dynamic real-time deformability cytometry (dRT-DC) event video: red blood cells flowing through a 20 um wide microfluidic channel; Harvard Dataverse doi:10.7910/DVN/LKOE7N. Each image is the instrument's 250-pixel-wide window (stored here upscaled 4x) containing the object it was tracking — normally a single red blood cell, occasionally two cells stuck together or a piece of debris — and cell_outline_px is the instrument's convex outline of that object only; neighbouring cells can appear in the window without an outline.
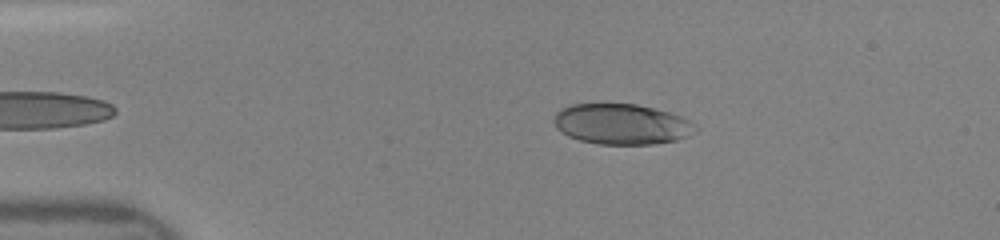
{"species": "human", "species_latin": "Homo sapiens", "temperature_condition": "room temperature", "stored_images_in_passage": 42, "camera_frame_rate_fps": 3000, "um_per_image_px": 0.085, "donor": {"sex": "female"}, "frame": {"image": 1, "passage_image": 4, "time_ms": 1.0, "image_size_px": [1000, 240], "cell_outline_px": [[700, 128], [696, 132], [688, 136], [676, 140], [652, 144], [600, 144], [580, 140], [568, 136], [556, 128], [552, 120], [556, 112], [560, 108], [572, 104], [636, 104], [668, 112], [680, 116], [688, 120]], "centroid_in_image_um": [52.82, 10.55], "position_along_channel_um": 32.2, "area_um2": 33.47}}
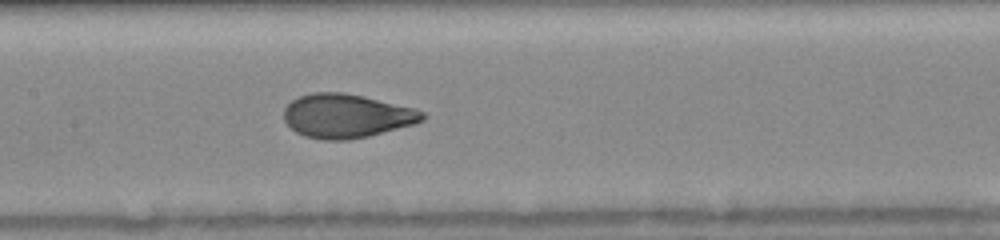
{"frame": {"image": 2, "passage_image": 18, "time_ms": 5.667, "image_size_px": [1000, 240], "cell_outline_px": [[428, 116], [424, 120], [416, 124], [368, 136], [348, 140], [324, 140], [304, 136], [296, 132], [284, 120], [284, 108], [292, 100], [300, 96], [312, 92], [344, 92], [364, 96], [416, 108], [424, 112]], "centroid_in_image_um": [29.49, 9.85], "position_along_channel_um": 177.9, "area_um2": 35.72}}
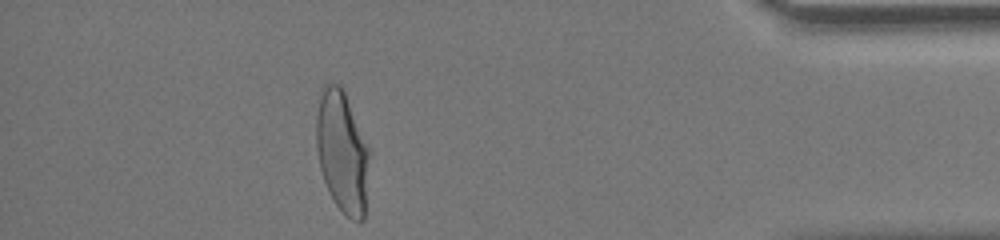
{"frame": {"image": 3, "passage_image": 37, "time_ms": 12.0, "image_size_px": [1000, 240], "cell_outline_px": [[368, 156], [364, 220], [352, 220], [332, 200], [328, 192], [320, 168], [316, 148], [316, 116], [320, 88], [328, 80], [340, 84], [344, 92], [368, 144]], "centroid_in_image_um": [29.04, 12.83], "position_along_channel_um": 406.2, "area_um2": 37.57}}